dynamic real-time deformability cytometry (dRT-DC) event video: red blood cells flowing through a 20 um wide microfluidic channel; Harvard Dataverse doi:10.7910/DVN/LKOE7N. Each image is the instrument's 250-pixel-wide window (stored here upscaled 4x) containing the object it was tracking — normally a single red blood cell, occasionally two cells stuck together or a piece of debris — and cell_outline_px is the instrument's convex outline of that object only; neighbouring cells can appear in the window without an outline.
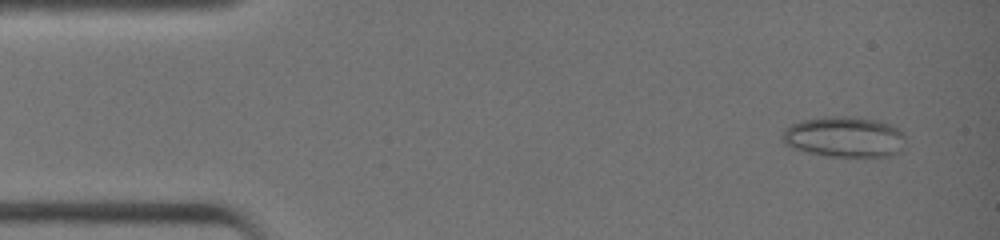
{"species": "common noctule bat (a hibernating species)", "species_latin": "Nyctalus noctula", "temperature_condition": "warm", "stored_images_in_passage": 42, "camera_frame_rate_fps": 3000, "um_per_image_px": 0.085, "animal": {"sex": "female", "body_mass_g": 19.0, "forearm_length_mm": 51.5}, "frame": {"image": 1, "passage_image": 3, "time_ms": 0.667, "image_size_px": [1000, 240], "cell_outline_px": [[904, 136], [900, 148], [896, 152], [888, 156], [828, 156], [804, 152], [792, 148], [784, 144], [780, 136], [784, 128], [800, 120], [824, 116], [848, 116], [880, 120], [904, 132]], "centroid_in_image_um": [71.68, 11.62], "position_along_channel_um": 13.3, "area_um2": 29.3}}
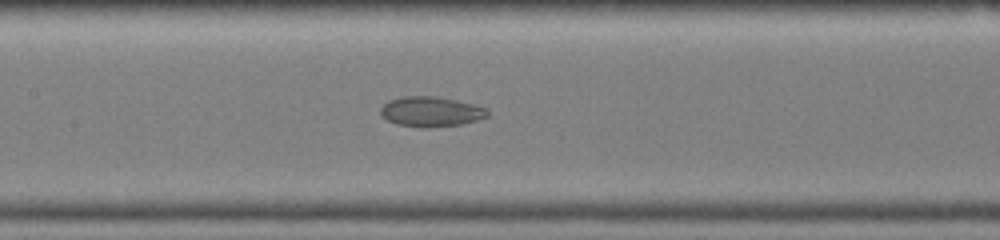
{"frame": {"image": 2, "passage_image": 20, "time_ms": 6.333, "image_size_px": [1000, 240], "cell_outline_px": [[488, 116], [476, 120], [460, 124], [424, 128], [420, 128], [396, 124], [380, 116], [380, 108], [388, 100], [404, 96], [436, 96], [456, 100], [488, 108]], "centroid_in_image_um": [36.59, 9.49], "position_along_channel_um": 170.8, "area_um2": 18.79}}
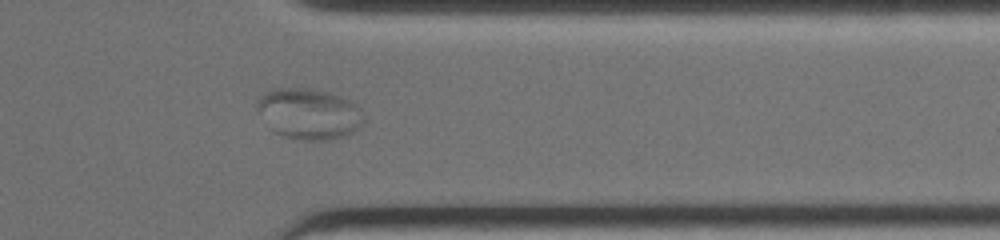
{"frame": {"image": 3, "passage_image": 34, "time_ms": 11.0, "image_size_px": [1000, 240], "cell_outline_px": [[364, 120], [352, 132], [344, 136], [328, 140], [300, 140], [284, 136], [268, 128], [256, 112], [256, 104], [260, 96], [276, 88], [308, 88], [328, 92], [348, 100], [356, 104], [360, 108], [364, 116]], "centroid_in_image_um": [26.21, 9.68], "position_along_channel_um": 385.2, "area_um2": 31.62}}